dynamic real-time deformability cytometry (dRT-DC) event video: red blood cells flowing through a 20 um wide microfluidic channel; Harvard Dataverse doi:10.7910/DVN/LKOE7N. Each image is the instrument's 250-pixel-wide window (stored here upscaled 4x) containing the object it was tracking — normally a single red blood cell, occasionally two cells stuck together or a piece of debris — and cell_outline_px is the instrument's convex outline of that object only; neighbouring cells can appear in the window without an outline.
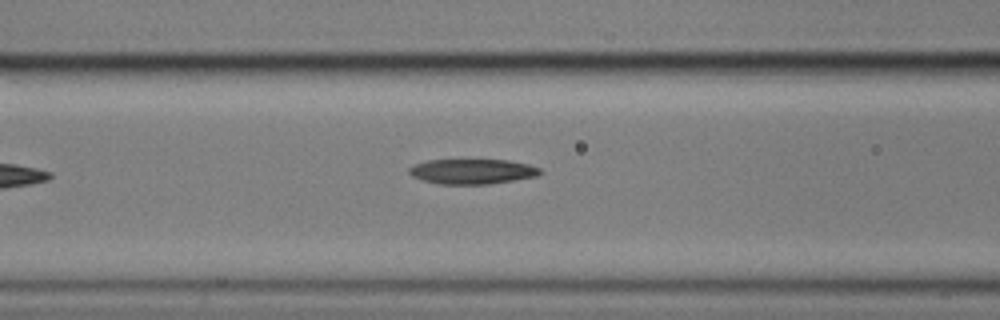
{"species": "common noctule bat (a hibernating species)", "species_latin": "Nyctalus noctula", "temperature_condition": "cold", "stored_images_in_passage": 6, "camera_frame_rate_fps": 3000, "um_per_image_px": 0.085, "animal": {"sex": "male", "body_mass_g": 17.9}, "frame": {"image": 1, "passage_image": 6, "time_ms": 1.667, "image_size_px": [1000, 320], "cell_outline_px": [[544, 172], [536, 176], [488, 184], [436, 184], [412, 176], [408, 172], [408, 168], [416, 164], [428, 160], [508, 160], [528, 164], [540, 168]], "centroid_in_image_um": [40.14, 14.57], "position_along_channel_um": 126.5, "area_um2": 19.02}}